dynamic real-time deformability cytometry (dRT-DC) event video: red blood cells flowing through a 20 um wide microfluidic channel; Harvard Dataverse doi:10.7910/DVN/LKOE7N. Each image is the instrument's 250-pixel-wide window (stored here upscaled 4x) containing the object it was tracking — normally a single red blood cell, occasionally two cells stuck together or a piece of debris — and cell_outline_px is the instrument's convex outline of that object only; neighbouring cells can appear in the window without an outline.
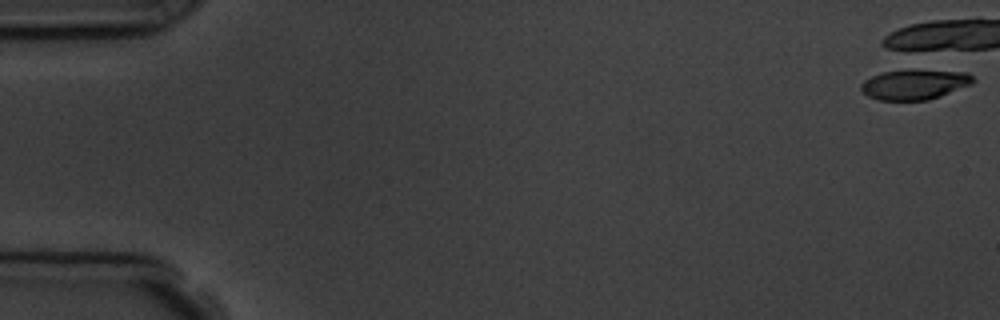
{"species": "common noctule bat (a hibernating species)", "species_latin": "Nyctalus noctula", "temperature_condition": "room temperature", "stored_images_in_passage": 1, "camera_frame_rate_fps": 3000, "um_per_image_px": 0.085, "animal": {"sex": "male", "body_mass_g": 19.5, "forearm_length_mm": 54.6}, "frame": {"image": 1, "passage_image": 1, "time_ms": 0.0, "image_size_px": [1000, 320], "cell_outline_px": [[976, 80], [972, 84], [940, 96], [928, 100], [880, 100], [868, 96], [860, 88], [860, 84], [864, 80], [880, 72], [968, 72]], "centroid_in_image_um": [77.72, 7.22], "position_along_channel_um": 7.3, "area_um2": 18.84}}